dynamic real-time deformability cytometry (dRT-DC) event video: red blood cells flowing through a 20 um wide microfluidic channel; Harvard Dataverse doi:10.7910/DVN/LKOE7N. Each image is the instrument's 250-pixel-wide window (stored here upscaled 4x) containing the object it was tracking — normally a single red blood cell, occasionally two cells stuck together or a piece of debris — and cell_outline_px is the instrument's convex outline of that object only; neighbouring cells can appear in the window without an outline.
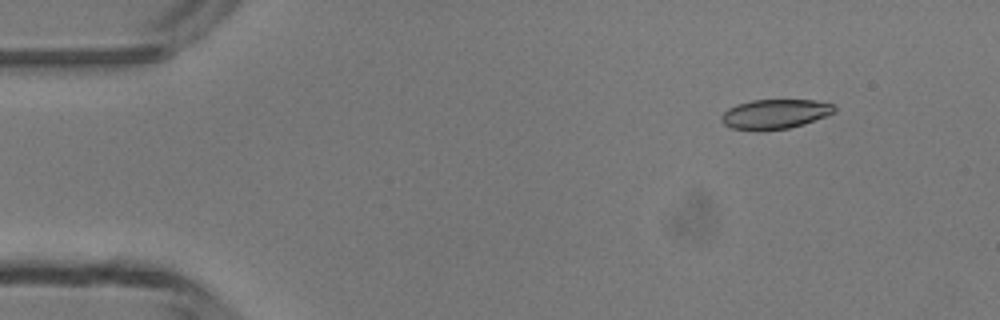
{"species": "common noctule bat (a hibernating species)", "species_latin": "Nyctalus noctula", "temperature_condition": "room temperature", "stored_images_in_passage": 4, "camera_frame_rate_fps": 3000, "um_per_image_px": 0.085, "animal": {"sex": "male", "body_mass_g": 13.3}, "frame": {"image": 1, "passage_image": 2, "time_ms": 1.0, "image_size_px": [1000, 320], "cell_outline_px": [[836, 112], [804, 124], [788, 128], [760, 132], [732, 128], [724, 124], [720, 120], [720, 116], [728, 108], [736, 104], [752, 100], [812, 100], [836, 104]], "centroid_in_image_um": [65.86, 9.7], "position_along_channel_um": 19.1, "area_um2": 19.83}}